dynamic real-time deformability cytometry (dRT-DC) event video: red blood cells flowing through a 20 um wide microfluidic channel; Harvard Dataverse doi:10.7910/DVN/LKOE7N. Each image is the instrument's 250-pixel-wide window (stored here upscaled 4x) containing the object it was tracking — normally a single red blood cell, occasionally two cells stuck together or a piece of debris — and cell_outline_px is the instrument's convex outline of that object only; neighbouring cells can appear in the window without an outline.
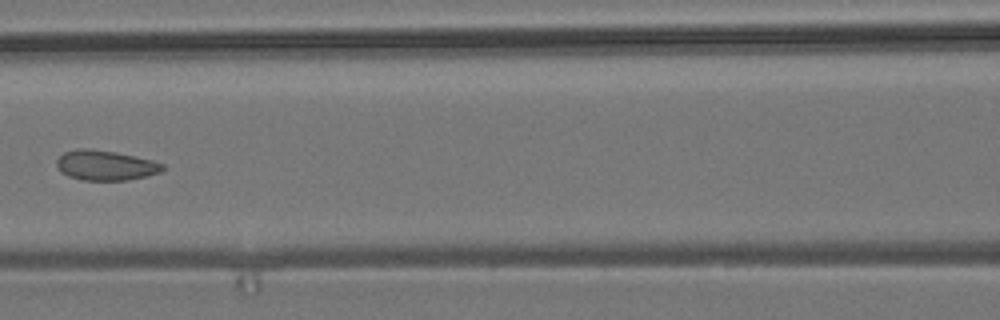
{"species": "common noctule bat (a hibernating species)", "species_latin": "Nyctalus noctula", "temperature_condition": "room temperature", "stored_images_in_passage": 8, "camera_frame_rate_fps": 3000, "um_per_image_px": 0.085, "animal": {"sex": "male", "body_mass_g": 19.2, "forearm_length_mm": 51.8}, "frame": {"image": 1, "passage_image": 7, "time_ms": 7.0, "image_size_px": [1000, 320], "cell_outline_px": [[164, 168], [160, 172], [144, 176], [124, 180], [84, 180], [68, 176], [60, 172], [56, 164], [56, 160], [64, 152], [76, 148], [92, 148], [116, 152], [152, 160], [164, 164]], "centroid_in_image_um": [8.92, 14.03], "position_along_channel_um": 157.7, "area_um2": 18.5}}
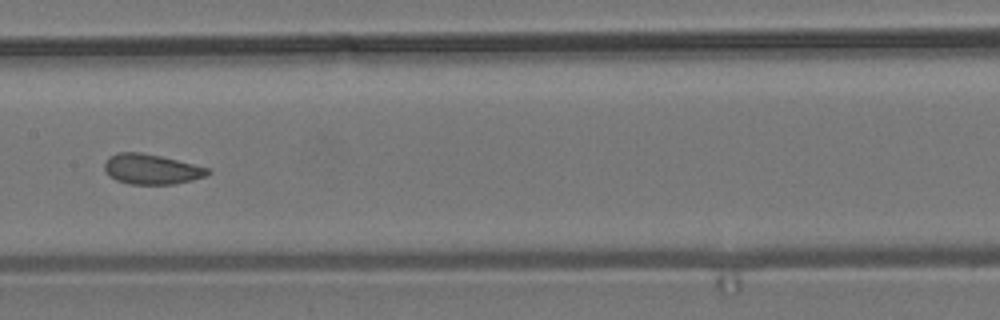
{"frame": {"image": 2, "passage_image": 8, "time_ms": 8.0, "image_size_px": [1000, 320], "cell_outline_px": [[212, 172], [204, 176], [192, 180], [172, 184], [128, 184], [116, 180], [108, 176], [104, 168], [104, 164], [108, 156], [116, 152], [140, 152], [160, 156], [208, 168]], "centroid_in_image_um": [12.81, 14.38], "position_along_channel_um": 194.6, "area_um2": 18.09}}